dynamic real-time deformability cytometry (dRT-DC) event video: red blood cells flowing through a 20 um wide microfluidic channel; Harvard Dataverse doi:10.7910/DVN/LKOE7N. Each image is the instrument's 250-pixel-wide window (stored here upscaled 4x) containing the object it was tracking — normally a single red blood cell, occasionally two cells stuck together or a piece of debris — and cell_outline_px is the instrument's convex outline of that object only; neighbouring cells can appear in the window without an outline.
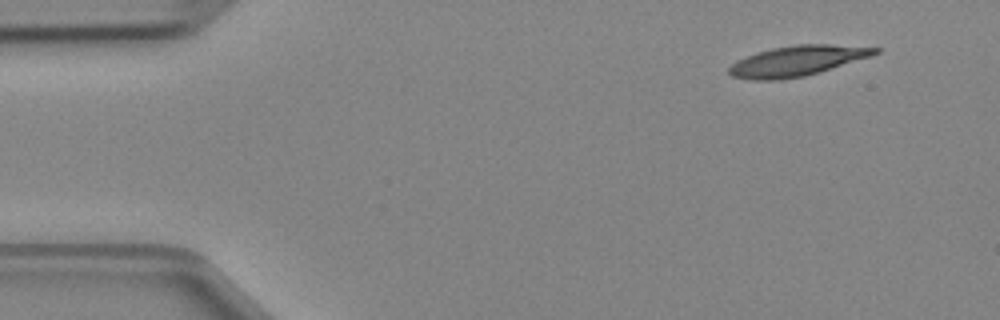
{"species": "Egyptian fruit bat (a non-hibernating species)", "species_latin": "Rousettus aegyptiacus", "temperature_condition": "cold", "stored_images_in_passage": 4, "camera_frame_rate_fps": 3000, "um_per_image_px": 0.085, "animal": {"sex": "female"}, "frame": {"image": 1, "passage_image": 1, "time_ms": 0.0, "image_size_px": [1000, 320], "cell_outline_px": [[880, 52], [872, 56], [820, 72], [804, 76], [776, 80], [752, 80], [732, 76], [728, 72], [728, 68], [736, 60], [756, 52], [772, 48], [796, 44], [828, 44], [880, 48]], "centroid_in_image_um": [67.75, 5.17], "position_along_channel_um": 17.2, "area_um2": 25.78}}
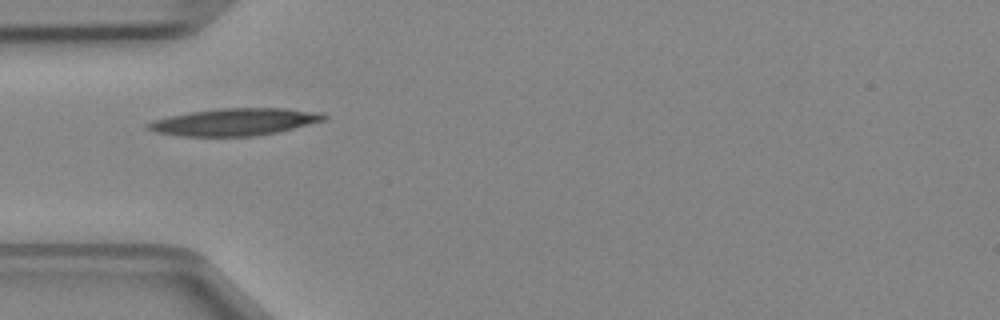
{"frame": {"image": 2, "passage_image": 4, "time_ms": 1.0, "image_size_px": [1000, 320], "cell_outline_px": [[328, 116], [324, 120], [276, 132], [252, 136], [180, 136], [156, 132], [144, 128], [144, 124], [152, 120], [168, 116], [192, 112], [220, 108], [284, 108], [324, 112]], "centroid_in_image_um": [19.9, 10.36], "position_along_channel_um": 65.1, "area_um2": 27.86}}